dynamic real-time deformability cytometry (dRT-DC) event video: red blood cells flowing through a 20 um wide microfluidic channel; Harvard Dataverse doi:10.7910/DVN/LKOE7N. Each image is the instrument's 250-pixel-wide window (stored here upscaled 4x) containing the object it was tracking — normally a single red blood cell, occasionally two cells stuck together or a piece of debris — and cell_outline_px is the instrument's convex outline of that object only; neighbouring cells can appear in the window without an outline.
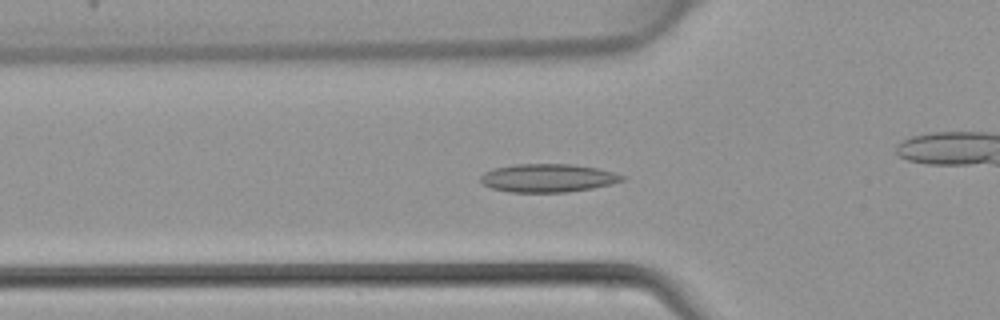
{"species": "common noctule bat (a hibernating species)", "species_latin": "Nyctalus noctula", "temperature_condition": "warm", "stored_images_in_passage": 47, "camera_frame_rate_fps": 3000, "um_per_image_px": 0.085, "animal": {"sex": "female", "body_mass_g": 22.7, "forearm_length_mm": 54.2}, "frame": {"image": 1, "passage_image": 16, "time_ms": 5.0, "image_size_px": [1000, 320], "cell_outline_px": [[624, 180], [612, 184], [592, 188], [568, 192], [508, 192], [492, 188], [484, 184], [480, 180], [480, 176], [484, 172], [492, 168], [516, 164], [572, 164], [596, 168], [612, 172], [624, 176]], "centroid_in_image_um": [46.54, 15.13], "position_along_channel_um": 79.3, "area_um2": 23.29}}
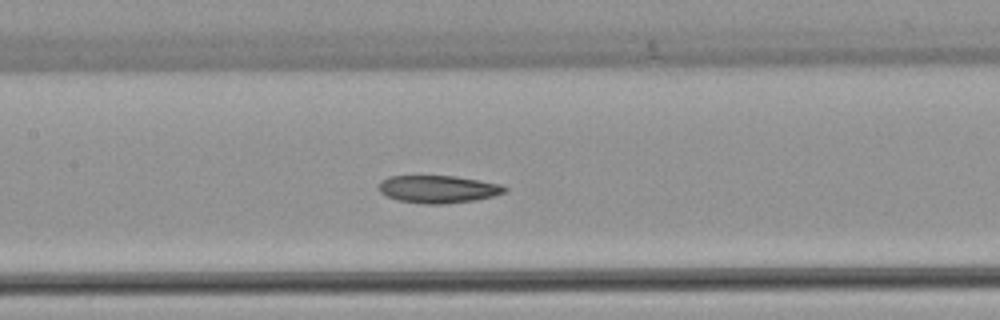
{"frame": {"image": 2, "passage_image": 22, "time_ms": 7.0, "image_size_px": [1000, 320], "cell_outline_px": [[508, 192], [476, 200], [440, 204], [420, 204], [396, 200], [380, 192], [380, 180], [388, 176], [452, 176], [480, 180], [500, 184], [508, 188]], "centroid_in_image_um": [37.25, 16.08], "position_along_channel_um": 170.1, "area_um2": 20.29}}
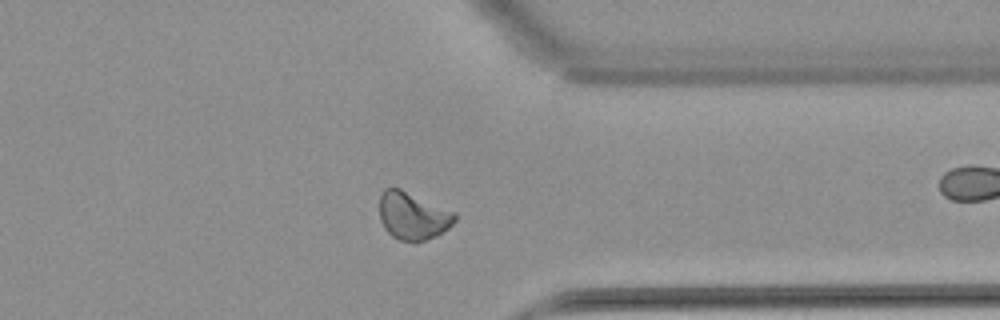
{"frame": {"image": 3, "passage_image": 36, "time_ms": 11.667, "image_size_px": [1000, 320], "cell_outline_px": [[456, 220], [448, 228], [436, 236], [424, 240], [400, 240], [392, 236], [384, 228], [380, 220], [380, 192], [384, 188], [400, 188], [456, 212]], "centroid_in_image_um": [35.08, 18.32], "position_along_channel_um": 376.3, "area_um2": 20.81}}